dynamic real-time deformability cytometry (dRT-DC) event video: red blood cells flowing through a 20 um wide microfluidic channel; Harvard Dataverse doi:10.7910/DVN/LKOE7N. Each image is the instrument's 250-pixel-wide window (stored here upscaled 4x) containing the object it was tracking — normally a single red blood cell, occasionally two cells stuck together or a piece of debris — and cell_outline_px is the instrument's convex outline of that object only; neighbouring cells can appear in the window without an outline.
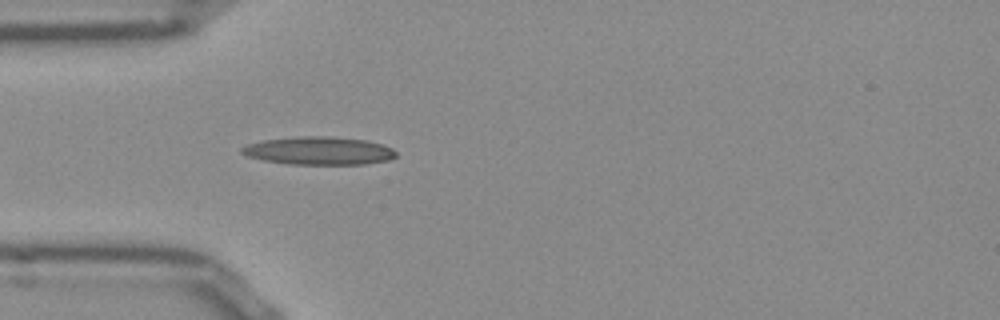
{"species": "Egyptian fruit bat (a non-hibernating species)", "species_latin": "Rousettus aegyptiacus", "temperature_condition": "room temperature", "stored_images_in_passage": 38, "camera_frame_rate_fps": 3000, "um_per_image_px": 0.085, "frame": {"image": 1, "passage_image": 1, "time_ms": 0.0, "image_size_px": [1000, 320], "cell_outline_px": [[396, 156], [388, 160], [364, 164], [288, 164], [264, 160], [248, 156], [240, 152], [240, 148], [248, 144], [264, 140], [300, 136], [324, 136], [364, 140], [380, 144], [392, 148], [396, 152]], "centroid_in_image_um": [27.09, 12.82], "position_along_channel_um": 57.9, "area_um2": 24.91}}
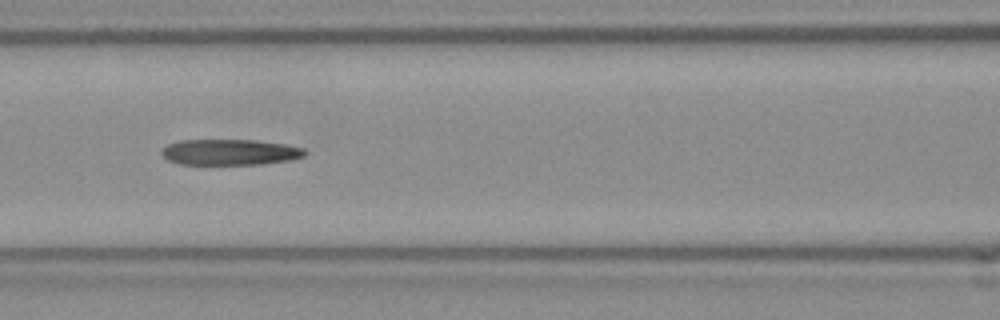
{"frame": {"image": 2, "passage_image": 8, "time_ms": 2.333, "image_size_px": [1000, 320], "cell_outline_px": [[304, 156], [288, 160], [260, 164], [180, 164], [168, 160], [160, 152], [168, 144], [180, 140], [256, 140], [284, 144], [304, 148]], "centroid_in_image_um": [19.51, 12.93], "position_along_channel_um": 147.1, "area_um2": 21.33}}
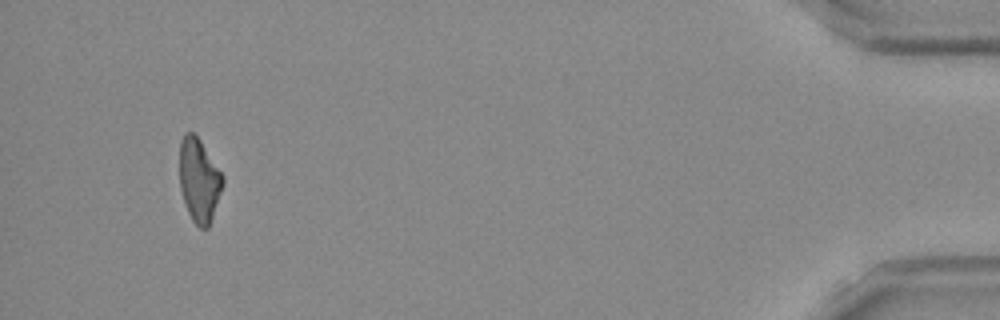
{"frame": {"image": 3, "passage_image": 35, "time_ms": 11.333, "image_size_px": [1000, 320], "cell_outline_px": [[224, 180], [208, 228], [200, 228], [192, 220], [188, 212], [180, 188], [180, 140], [184, 132], [192, 132], [200, 140], [224, 176]], "centroid_in_image_um": [16.91, 15.29], "position_along_channel_um": 418.3, "area_um2": 20.69}, "authors_computed_cell_mechanics": {"area_um2": 22.1663, "velocity_mm_per_s": 3.8894, "shape_relaxation_time_tau1_ms": null, "shape_relaxation_time_tau2_ms": 5.5614, "deformation_change_tau1": null, "deformation_change_tau2": 0.1947}}